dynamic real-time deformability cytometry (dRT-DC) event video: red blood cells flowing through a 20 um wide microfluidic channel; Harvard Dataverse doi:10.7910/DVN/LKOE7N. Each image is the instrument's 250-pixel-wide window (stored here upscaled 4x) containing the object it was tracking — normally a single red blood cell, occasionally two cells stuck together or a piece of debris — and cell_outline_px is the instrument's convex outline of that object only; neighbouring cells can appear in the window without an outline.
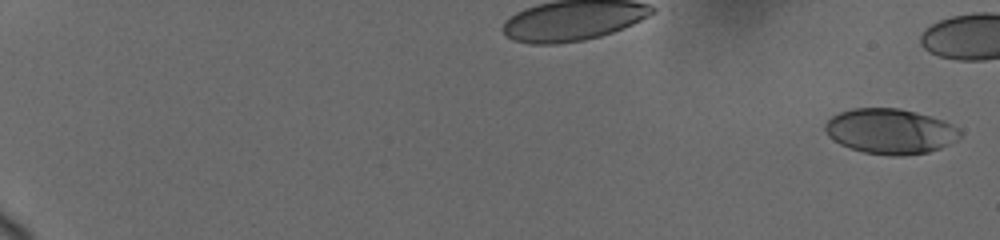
{"species": "human", "species_latin": "Homo sapiens", "temperature_condition": "cold", "stored_images_in_passage": 16, "camera_frame_rate_fps": 3000, "um_per_image_px": 0.085, "donor": {"sex": "female"}, "frame": {"image": 1, "passage_image": 1, "time_ms": 0.0, "image_size_px": [1000, 240], "cell_outline_px": [[960, 136], [956, 140], [940, 148], [928, 152], [904, 156], [892, 156], [864, 152], [848, 148], [840, 144], [828, 136], [824, 128], [824, 124], [832, 116], [840, 112], [852, 108], [900, 108], [916, 112], [944, 120], [956, 128], [960, 132]], "centroid_in_image_um": [75.64, 11.16], "position_along_channel_um": 9.4, "area_um2": 35.55}}
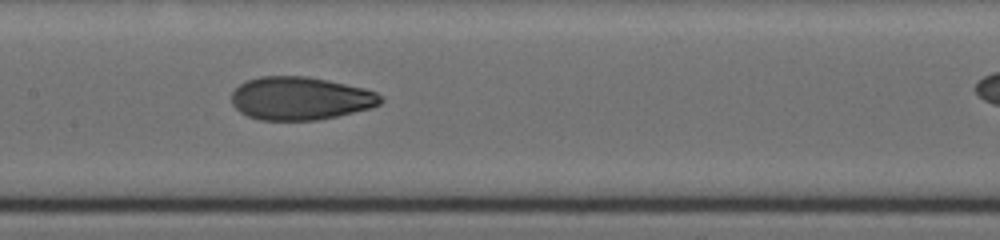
{"frame": {"image": 2, "passage_image": 14, "time_ms": 10.667, "image_size_px": [1000, 240], "cell_outline_px": [[384, 100], [380, 104], [372, 108], [336, 116], [316, 120], [260, 120], [248, 116], [240, 112], [232, 104], [232, 92], [240, 84], [248, 80], [260, 76], [308, 76], [328, 80], [364, 88], [376, 92], [384, 96]], "centroid_in_image_um": [25.55, 8.36], "position_along_channel_um": 181.8, "area_um2": 37.57}}